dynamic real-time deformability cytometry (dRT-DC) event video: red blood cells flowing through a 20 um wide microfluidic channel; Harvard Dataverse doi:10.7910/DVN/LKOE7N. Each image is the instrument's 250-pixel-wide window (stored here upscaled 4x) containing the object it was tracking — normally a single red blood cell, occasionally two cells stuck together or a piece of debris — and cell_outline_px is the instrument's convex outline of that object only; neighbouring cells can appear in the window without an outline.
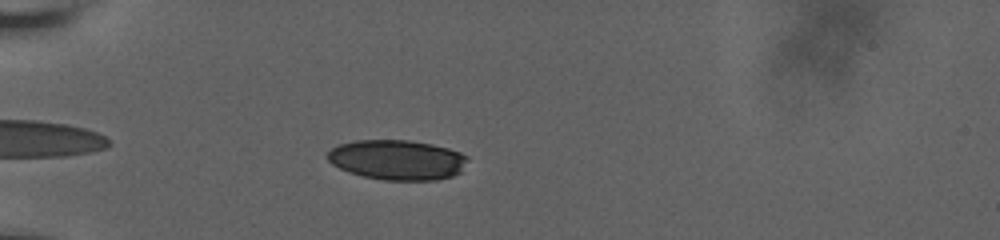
{"species": "human", "species_latin": "Homo sapiens", "temperature_condition": "room temperature", "stored_images_in_passage": 45, "camera_frame_rate_fps": 3000, "um_per_image_px": 0.085, "donor": {"sex": "male"}, "frame": {"image": 1, "passage_image": 5, "time_ms": 1.333, "image_size_px": [1000, 240], "cell_outline_px": [[468, 156], [460, 172], [452, 176], [436, 180], [384, 180], [364, 176], [348, 172], [332, 164], [328, 160], [328, 152], [332, 148], [340, 144], [356, 140], [408, 140], [432, 144], [448, 148], [460, 152]], "centroid_in_image_um": [33.76, 13.58], "position_along_channel_um": 51.2, "area_um2": 32.48}}
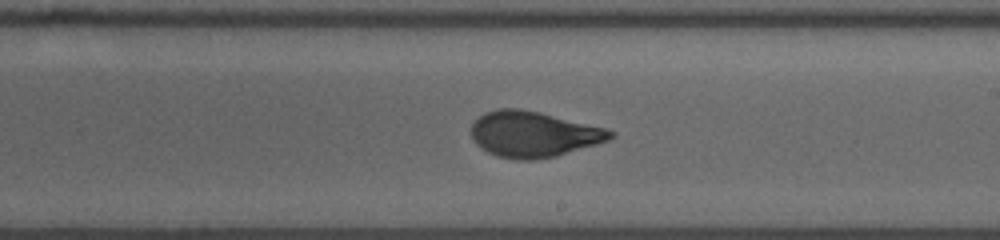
{"frame": {"image": 2, "passage_image": 23, "time_ms": 7.333, "image_size_px": [1000, 240], "cell_outline_px": [[616, 136], [608, 140], [596, 144], [556, 156], [532, 160], [520, 160], [496, 156], [488, 152], [476, 144], [472, 140], [472, 124], [484, 112], [500, 108], [520, 108], [540, 112], [604, 128], [616, 132]], "centroid_in_image_um": [45.33, 11.4], "position_along_channel_um": 243.7, "area_um2": 36.93}}
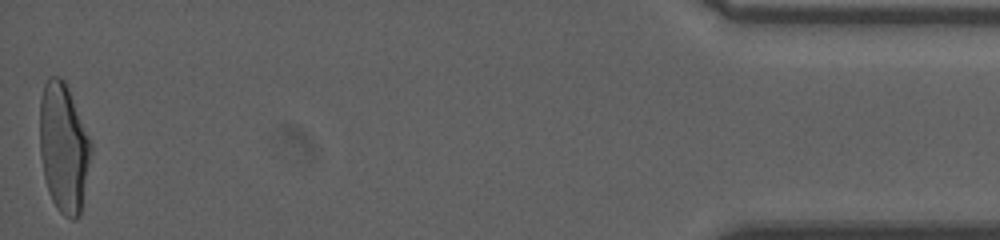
{"frame": {"image": 3, "passage_image": 45, "time_ms": 14.667, "image_size_px": [1000, 240], "cell_outline_px": [[92, 152], [80, 216], [72, 220], [64, 216], [56, 208], [48, 192], [44, 176], [40, 156], [40, 96], [44, 84], [48, 76], [60, 76], [64, 80], [68, 88], [92, 144]], "centroid_in_image_um": [5.4, 12.57], "position_along_channel_um": 429.8, "area_um2": 38.78}, "authors_computed_cell_mechanics": {"area_um2": 36.8186, "velocity_mm_per_s": 3.6709, "shape_relaxation_time_tau1_ms": 5.0853, "shape_relaxation_time_tau2_ms": 0.7162, "deformation_change_tau1": 0.2, "deformation_change_tau2": 0.0629}}